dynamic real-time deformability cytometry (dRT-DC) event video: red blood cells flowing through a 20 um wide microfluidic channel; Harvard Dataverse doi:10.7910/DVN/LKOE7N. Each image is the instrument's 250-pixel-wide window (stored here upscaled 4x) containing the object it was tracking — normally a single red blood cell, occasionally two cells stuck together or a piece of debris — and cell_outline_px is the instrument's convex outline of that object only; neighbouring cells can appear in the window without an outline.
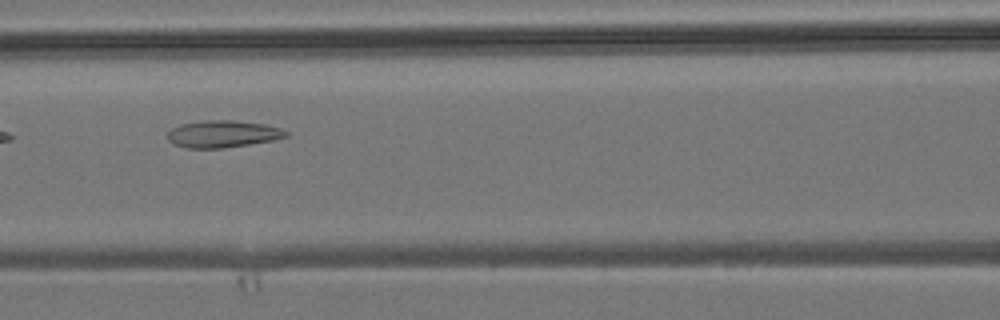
{"species": "common noctule bat (a hibernating species)", "species_latin": "Nyctalus noctula", "temperature_condition": "room temperature", "stored_images_in_passage": 10, "camera_frame_rate_fps": 3000, "um_per_image_px": 0.085, "animal": {"sex": "male", "body_mass_g": 19.2, "forearm_length_mm": 51.8}, "frame": {"image": 1, "passage_image": 7, "time_ms": 7.0, "image_size_px": [1000, 320], "cell_outline_px": [[288, 136], [272, 140], [224, 148], [184, 148], [172, 144], [168, 140], [168, 132], [172, 128], [180, 124], [204, 120], [232, 120], [264, 124], [280, 128], [288, 132]], "centroid_in_image_um": [18.89, 11.39], "position_along_channel_um": 147.7, "area_um2": 18.67}}
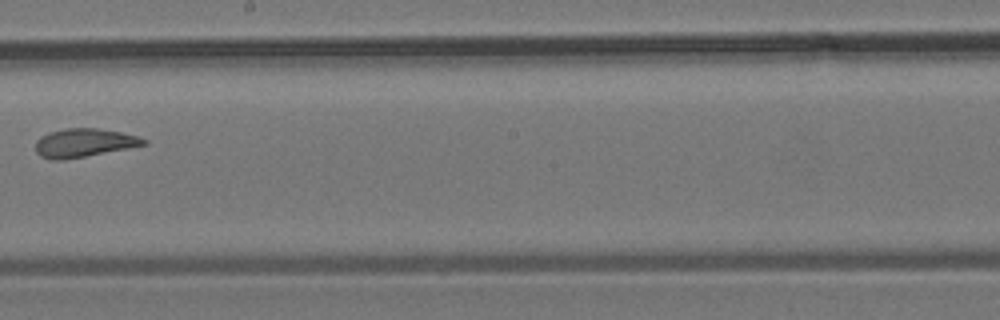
{"frame": {"image": 2, "passage_image": 9, "time_ms": 9.333, "image_size_px": [1000, 320], "cell_outline_px": [[148, 144], [128, 148], [64, 160], [52, 160], [40, 156], [36, 152], [36, 140], [40, 136], [48, 132], [68, 128], [96, 128], [120, 132], [136, 136], [148, 140]], "centroid_in_image_um": [7.11, 12.14], "position_along_channel_um": 241.1, "area_um2": 17.92}}
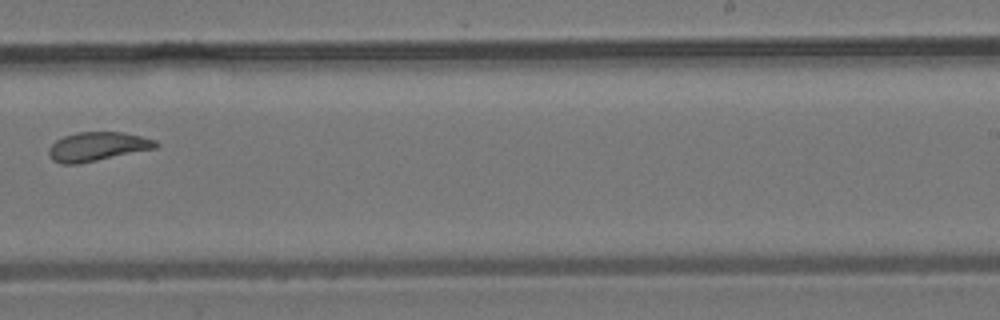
{"frame": {"image": 3, "passage_image": 10, "time_ms": 10.333, "image_size_px": [1000, 320], "cell_outline_px": [[160, 144], [156, 148], [80, 164], [60, 164], [52, 160], [48, 156], [48, 148], [56, 140], [64, 136], [76, 132], [120, 132], [140, 136], [156, 140]], "centroid_in_image_um": [8.25, 12.47], "position_along_channel_um": 280.8, "area_um2": 18.21}}